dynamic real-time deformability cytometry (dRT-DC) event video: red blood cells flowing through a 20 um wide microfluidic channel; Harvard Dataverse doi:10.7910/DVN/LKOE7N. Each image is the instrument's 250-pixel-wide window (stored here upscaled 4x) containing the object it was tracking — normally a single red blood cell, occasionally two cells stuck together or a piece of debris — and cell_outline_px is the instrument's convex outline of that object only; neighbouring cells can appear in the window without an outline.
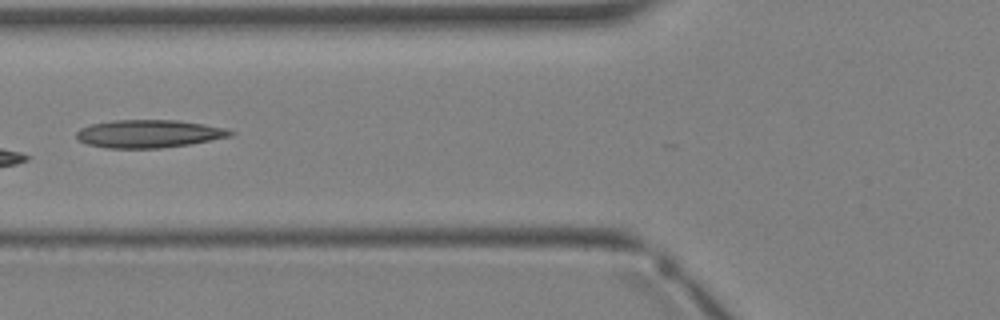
{"species": "Egyptian fruit bat (a non-hibernating species)", "species_latin": "Rousettus aegyptiacus", "temperature_condition": "warm", "stored_images_in_passage": 4, "camera_frame_rate_fps": 3000, "um_per_image_px": 0.085, "animal": {"sex": "female"}, "frame": {"image": 1, "passage_image": 4, "time_ms": 3.667, "image_size_px": [1000, 320], "cell_outline_px": [[236, 132], [232, 136], [188, 144], [160, 148], [108, 148], [88, 144], [80, 140], [76, 136], [76, 132], [80, 128], [92, 124], [116, 120], [180, 120], [228, 128]], "centroid_in_image_um": [12.7, 11.36], "position_along_channel_um": 113.1, "area_um2": 24.97}}